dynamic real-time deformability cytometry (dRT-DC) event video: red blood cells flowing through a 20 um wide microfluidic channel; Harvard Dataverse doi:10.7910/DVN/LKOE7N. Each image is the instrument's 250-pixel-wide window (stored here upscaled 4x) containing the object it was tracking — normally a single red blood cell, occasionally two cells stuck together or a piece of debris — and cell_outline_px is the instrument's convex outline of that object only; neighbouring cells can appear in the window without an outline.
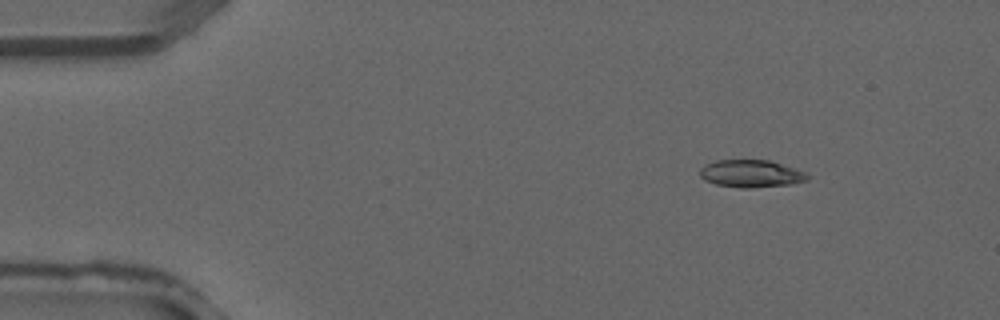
{"species": "common noctule bat (a hibernating species)", "species_latin": "Nyctalus noctula", "temperature_condition": "warm", "stored_images_in_passage": 3, "camera_frame_rate_fps": 3000, "um_per_image_px": 0.085, "animal": {"sex": "male", "forearm_length_mm": 52.5}, "frame": {"image": 1, "passage_image": 1, "time_ms": 0.0, "image_size_px": [1000, 320], "cell_outline_px": [[812, 176], [808, 180], [792, 184], [748, 188], [740, 188], [716, 184], [704, 180], [700, 176], [700, 168], [704, 164], [716, 160], [768, 160], [804, 172]], "centroid_in_image_um": [63.81, 14.76], "position_along_channel_um": 21.2, "area_um2": 17.17}}